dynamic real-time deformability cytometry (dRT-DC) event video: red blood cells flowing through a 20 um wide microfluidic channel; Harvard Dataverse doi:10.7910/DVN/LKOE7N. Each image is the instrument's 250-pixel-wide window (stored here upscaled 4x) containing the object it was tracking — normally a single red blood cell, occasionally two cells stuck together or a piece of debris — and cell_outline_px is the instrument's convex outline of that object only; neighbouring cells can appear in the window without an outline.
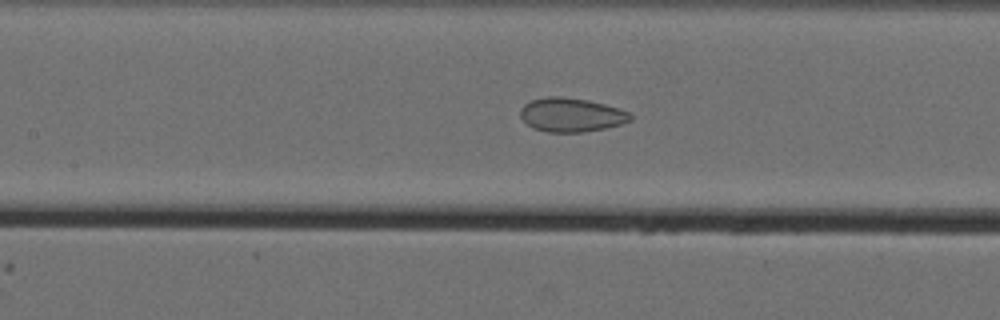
{"species": "Egyptian fruit bat (a non-hibernating species)", "species_latin": "Rousettus aegyptiacus", "temperature_condition": "cold", "stored_images_in_passage": 45, "camera_frame_rate_fps": 3000, "um_per_image_px": 0.085, "animal": {"sex": "female"}, "frame": {"image": 1, "passage_image": 17, "time_ms": 5.333, "image_size_px": [1000, 320], "cell_outline_px": [[632, 120], [620, 124], [604, 128], [584, 132], [544, 132], [532, 128], [520, 116], [520, 108], [524, 104], [532, 100], [548, 96], [560, 96], [588, 100], [620, 108], [632, 112]], "centroid_in_image_um": [48.57, 9.76], "position_along_channel_um": 158.8, "area_um2": 21.91}}
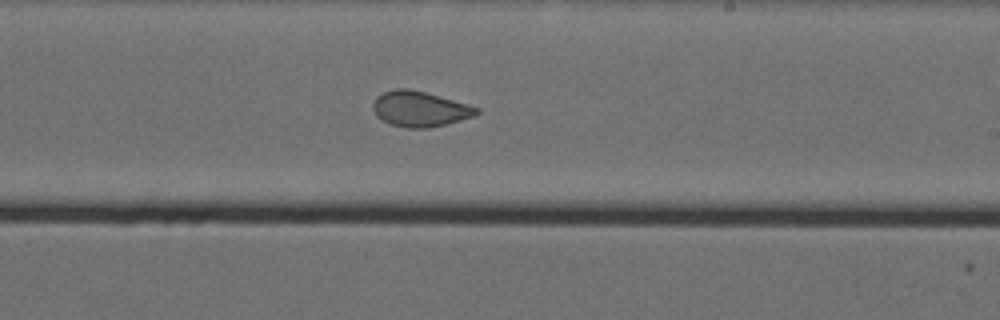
{"frame": {"image": 2, "passage_image": 25, "time_ms": 8.0, "image_size_px": [1000, 320], "cell_outline_px": [[480, 112], [476, 116], [428, 128], [408, 128], [388, 124], [376, 116], [372, 108], [372, 104], [376, 96], [384, 92], [396, 88], [408, 88], [424, 92], [480, 108]], "centroid_in_image_um": [35.65, 9.27], "position_along_channel_um": 253.4, "area_um2": 21.33}}
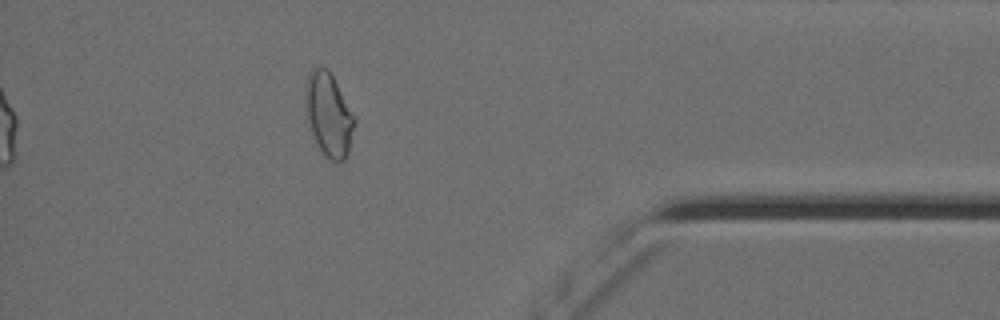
{"frame": {"image": 3, "passage_image": 40, "time_ms": 13.0, "image_size_px": [1000, 320], "cell_outline_px": [[356, 120], [348, 152], [344, 160], [332, 160], [324, 156], [308, 128], [304, 100], [304, 84], [308, 72], [316, 68], [328, 68], [356, 116]], "centroid_in_image_um": [27.91, 9.71], "position_along_channel_um": 407.3, "area_um2": 24.28}, "authors_computed_cell_mechanics": {"area_um2": 22.6576, "velocity_mm_per_s": 3.561, "shape_relaxation_time_tau1_ms": null, "shape_relaxation_time_tau2_ms": 1.0672, "deformation_change_tau1": null, "deformation_change_tau2": 0.0698}}